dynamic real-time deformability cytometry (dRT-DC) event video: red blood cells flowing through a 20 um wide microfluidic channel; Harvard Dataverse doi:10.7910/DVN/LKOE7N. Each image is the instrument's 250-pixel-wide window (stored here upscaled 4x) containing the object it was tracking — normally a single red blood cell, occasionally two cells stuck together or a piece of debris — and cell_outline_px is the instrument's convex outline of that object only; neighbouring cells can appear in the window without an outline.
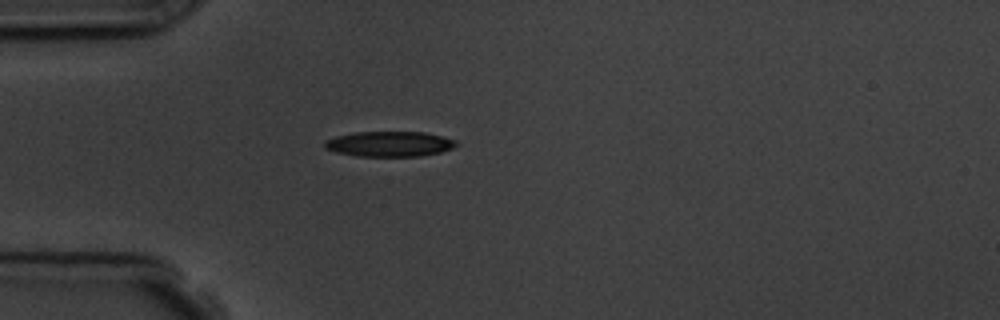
{"species": "common noctule bat (a hibernating species)", "species_latin": "Nyctalus noctula", "temperature_condition": "room temperature", "stored_images_in_passage": 1, "camera_frame_rate_fps": 3000, "um_per_image_px": 0.085, "animal": {"sex": "male", "body_mass_g": 19.5, "forearm_length_mm": 54.6}, "frame": {"image": 1, "passage_image": 1, "time_ms": 0.0, "image_size_px": [1000, 320], "cell_outline_px": [[460, 144], [452, 148], [440, 152], [420, 156], [356, 156], [336, 152], [324, 148], [324, 140], [336, 136], [352, 132], [424, 132], [456, 140]], "centroid_in_image_um": [33.08, 12.23], "position_along_channel_um": 51.9, "area_um2": 19.42}}